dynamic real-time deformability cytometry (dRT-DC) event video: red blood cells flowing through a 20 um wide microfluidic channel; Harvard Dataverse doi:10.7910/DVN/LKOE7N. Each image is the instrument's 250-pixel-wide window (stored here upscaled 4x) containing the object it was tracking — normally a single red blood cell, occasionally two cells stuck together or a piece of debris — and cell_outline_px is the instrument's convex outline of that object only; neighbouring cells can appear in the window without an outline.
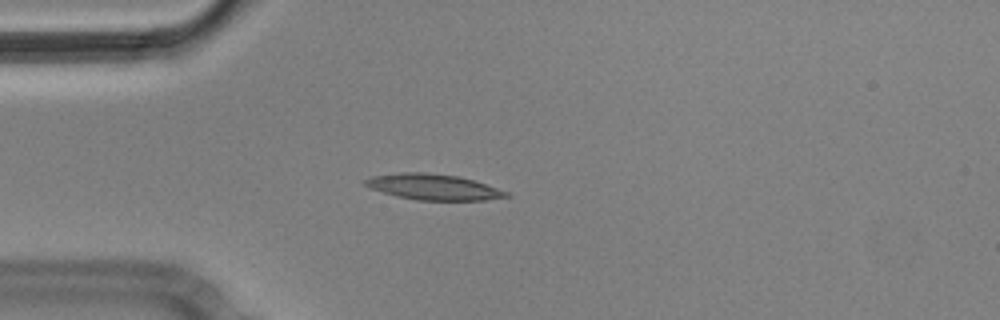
{"species": "Egyptian fruit bat (a non-hibernating species)", "species_latin": "Rousettus aegyptiacus", "temperature_condition": "cold", "stored_images_in_passage": 3, "camera_frame_rate_fps": 3000, "um_per_image_px": 0.085, "animal": {"sex": "male"}, "frame": {"image": 1, "passage_image": 3, "time_ms": 0.667, "image_size_px": [1000, 320], "cell_outline_px": [[512, 196], [484, 200], [416, 200], [396, 196], [368, 188], [360, 180], [372, 176], [400, 172], [424, 172], [456, 176], [472, 180], [508, 192]], "centroid_in_image_um": [36.75, 15.89], "position_along_channel_um": 48.3, "area_um2": 21.15}}